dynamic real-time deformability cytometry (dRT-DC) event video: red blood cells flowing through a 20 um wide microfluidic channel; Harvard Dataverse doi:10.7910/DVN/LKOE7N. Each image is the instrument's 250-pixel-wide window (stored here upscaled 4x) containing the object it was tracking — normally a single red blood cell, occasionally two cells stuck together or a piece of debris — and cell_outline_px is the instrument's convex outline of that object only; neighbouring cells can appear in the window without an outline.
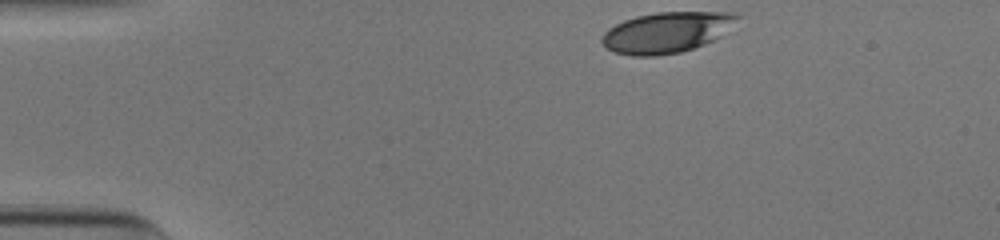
{"species": "human", "species_latin": "Homo sapiens", "temperature_condition": "cold", "stored_images_in_passage": 35, "camera_frame_rate_fps": 3000, "um_per_image_px": 0.085, "donor": {"sex": "male"}, "frame": {"image": 1, "passage_image": 1, "time_ms": 0.0, "image_size_px": [1000, 240], "cell_outline_px": [[740, 16], [720, 36], [704, 44], [680, 52], [656, 56], [632, 56], [616, 52], [608, 48], [600, 40], [604, 32], [608, 28], [624, 20], [636, 16], [656, 12], [736, 12]], "centroid_in_image_um": [56.63, 2.74], "position_along_channel_um": 28.4, "area_um2": 31.85}}
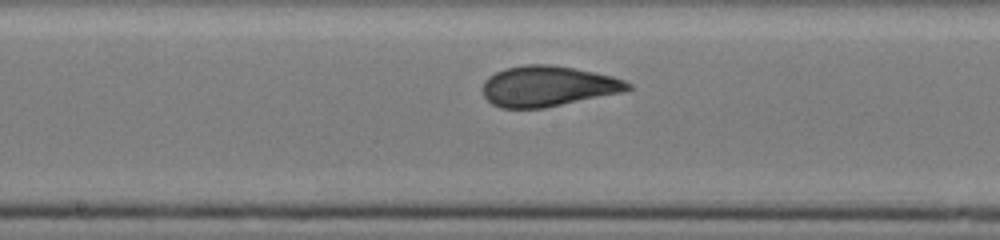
{"frame": {"image": 2, "passage_image": 20, "time_ms": 6.333, "image_size_px": [1000, 240], "cell_outline_px": [[632, 88], [624, 92], [544, 108], [500, 108], [492, 104], [484, 96], [484, 80], [488, 76], [504, 68], [524, 64], [548, 64], [572, 68], [612, 76], [624, 80], [632, 84]], "centroid_in_image_um": [46.57, 7.33], "position_along_channel_um": 201.6, "area_um2": 34.28}}
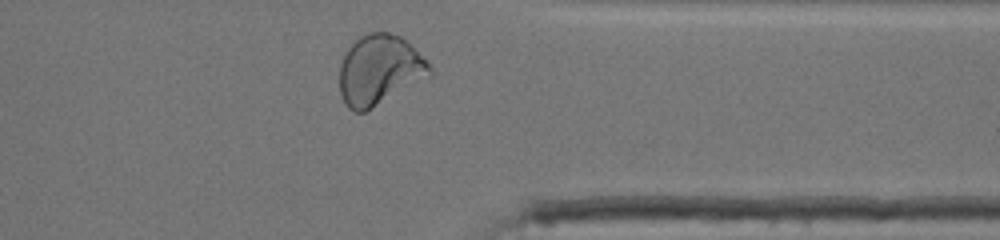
{"frame": {"image": 3, "passage_image": 34, "time_ms": 11.0, "image_size_px": [1000, 240], "cell_outline_px": [[432, 76], [372, 108], [364, 112], [352, 112], [344, 104], [340, 92], [340, 64], [348, 48], [360, 36], [368, 32], [388, 32], [400, 36], [428, 60], [432, 68]], "centroid_in_image_um": [32.27, 5.96], "position_along_channel_um": 379.1, "area_um2": 37.05}, "authors_computed_cell_mechanics": {"area_um2": 33.8708, "velocity_mm_per_s": 3.8973, "shape_relaxation_time_tau1_ms": 6.1898, "shape_relaxation_time_tau2_ms": 0.8077, "deformation_change_tau1": 0.1888, "deformation_change_tau2": 0.0524}}